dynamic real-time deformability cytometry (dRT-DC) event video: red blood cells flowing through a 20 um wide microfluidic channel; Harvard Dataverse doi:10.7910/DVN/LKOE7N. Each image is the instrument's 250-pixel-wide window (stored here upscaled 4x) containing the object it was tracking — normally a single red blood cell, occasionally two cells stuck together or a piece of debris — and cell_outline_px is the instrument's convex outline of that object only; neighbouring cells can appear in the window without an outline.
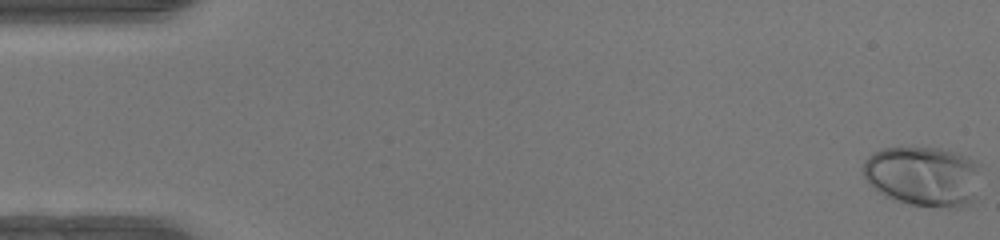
{"species": "human", "species_latin": "Homo sapiens", "temperature_condition": "warm", "stored_images_in_passage": 50, "camera_frame_rate_fps": 3000, "um_per_image_px": 0.085, "donor": {"sex": "female"}, "frame": {"image": 1, "passage_image": 1, "time_ms": 0.0, "image_size_px": [1000, 240], "cell_outline_px": [[980, 164], [976, 200], [960, 208], [948, 208], [908, 204], [884, 196], [868, 184], [864, 176], [864, 160], [868, 156], [884, 148], [940, 148], [956, 152], [976, 160]], "centroid_in_image_um": [78.52, 14.99], "position_along_channel_um": 6.5, "area_um2": 41.67}}
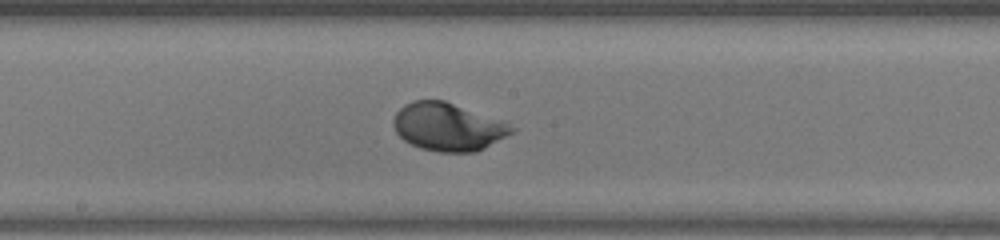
{"frame": {"image": 2, "passage_image": 27, "time_ms": 8.667, "image_size_px": [1000, 240], "cell_outline_px": [[516, 128], [512, 132], [484, 148], [476, 152], [440, 152], [420, 148], [404, 140], [396, 132], [392, 124], [392, 120], [396, 112], [404, 104], [412, 100], [444, 100]], "centroid_in_image_um": [37.97, 10.79], "position_along_channel_um": 210.2, "area_um2": 32.25}}
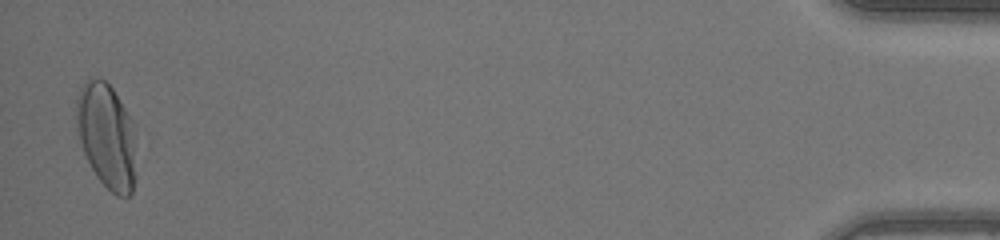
{"frame": {"image": 3, "passage_image": 49, "time_ms": 16.0, "image_size_px": [1000, 240], "cell_outline_px": [[132, 192], [128, 196], [116, 196], [96, 176], [84, 152], [80, 140], [76, 124], [76, 100], [80, 88], [88, 76], [104, 80], [112, 88], [132, 120]], "centroid_in_image_um": [8.99, 11.47], "position_along_channel_um": 426.2, "area_um2": 35.37}, "authors_computed_cell_mechanics": {"area_um2": 32.4258, "velocity_mm_per_s": 4.2279, "shape_relaxation_time_tau1_ms": 2.6828, "shape_relaxation_time_tau2_ms": null, "deformation_change_tau1": 0.1698, "deformation_change_tau2": null}}